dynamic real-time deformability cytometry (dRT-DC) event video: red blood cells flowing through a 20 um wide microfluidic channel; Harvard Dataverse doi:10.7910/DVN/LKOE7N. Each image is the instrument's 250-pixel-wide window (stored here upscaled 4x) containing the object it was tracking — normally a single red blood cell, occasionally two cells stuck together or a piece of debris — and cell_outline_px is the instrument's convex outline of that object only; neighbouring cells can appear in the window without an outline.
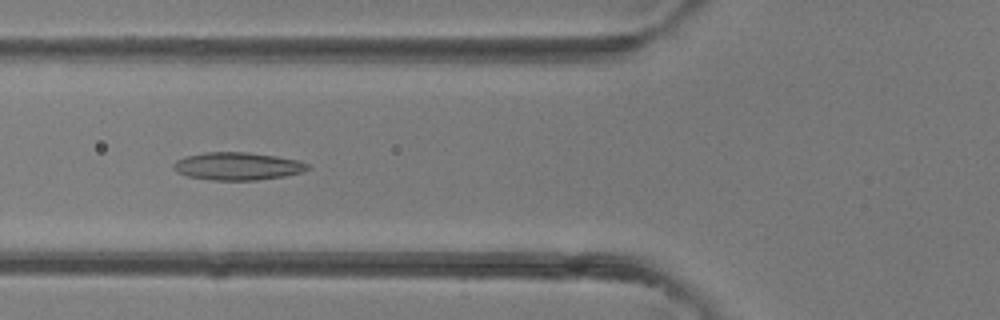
{"species": "common noctule bat (a hibernating species)", "species_latin": "Nyctalus noctula", "temperature_condition": "room temperature", "stored_images_in_passage": 43, "camera_frame_rate_fps": 3000, "um_per_image_px": 0.085, "animal": {"sex": "female"}, "frame": {"image": 1, "passage_image": 16, "time_ms": 5.0, "image_size_px": [1000, 320], "cell_outline_px": [[308, 168], [300, 172], [284, 176], [256, 180], [212, 180], [188, 176], [176, 172], [172, 168], [172, 164], [176, 160], [184, 156], [204, 152], [248, 152], [276, 156], [296, 160], [308, 164]], "centroid_in_image_um": [20.11, 14.12], "position_along_channel_um": 105.7, "area_um2": 21.62}}
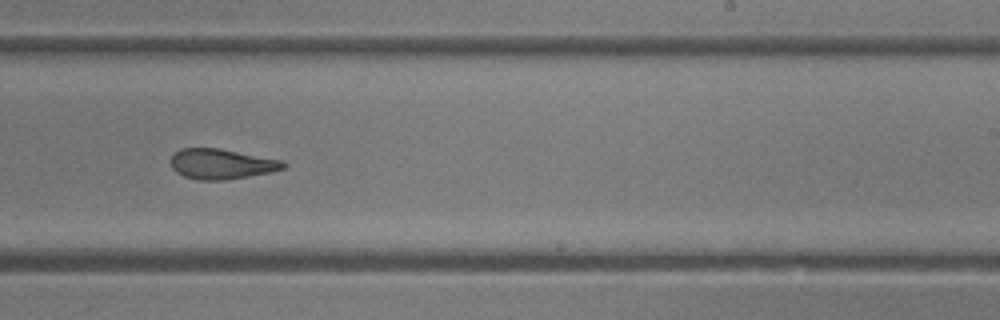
{"frame": {"image": 2, "passage_image": 26, "time_ms": 8.333, "image_size_px": [1000, 320], "cell_outline_px": [[288, 164], [284, 168], [272, 172], [224, 180], [196, 180], [184, 176], [176, 172], [172, 168], [168, 160], [180, 148], [220, 148], [280, 160]], "centroid_in_image_um": [18.78, 13.94], "position_along_channel_um": 270.2, "area_um2": 19.88}}
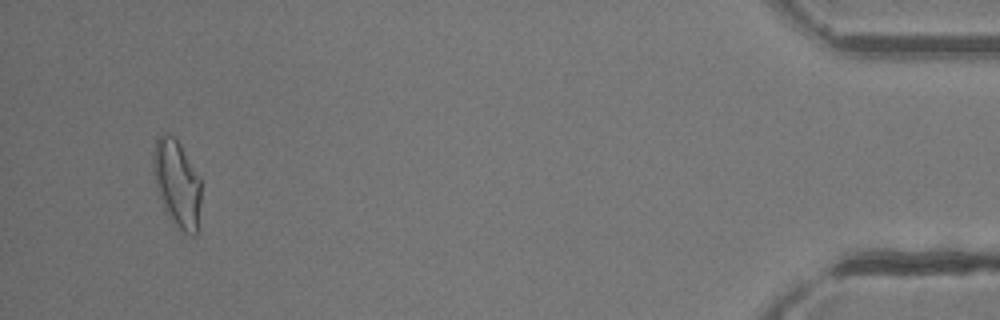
{"frame": {"image": 3, "passage_image": 40, "time_ms": 13.0, "image_size_px": [1000, 320], "cell_outline_px": [[200, 200], [196, 236], [192, 236], [184, 232], [168, 216], [164, 208], [156, 188], [152, 164], [152, 156], [156, 136], [160, 132], [168, 132], [180, 144], [200, 176]], "centroid_in_image_um": [15.02, 15.53], "position_along_channel_um": 420.2, "area_um2": 24.39}}